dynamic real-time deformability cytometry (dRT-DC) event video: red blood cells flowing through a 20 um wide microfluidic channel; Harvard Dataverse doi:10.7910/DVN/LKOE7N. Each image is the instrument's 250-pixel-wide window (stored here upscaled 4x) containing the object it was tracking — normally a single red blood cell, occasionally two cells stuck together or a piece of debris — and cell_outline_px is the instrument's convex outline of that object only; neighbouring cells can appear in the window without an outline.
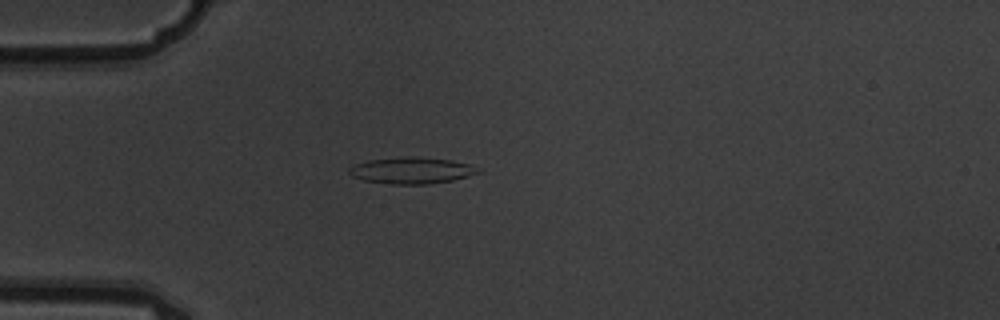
{"species": "common noctule bat (a hibernating species)", "species_latin": "Nyctalus noctula", "temperature_condition": "warm", "stored_images_in_passage": 2, "camera_frame_rate_fps": 3000, "um_per_image_px": 0.085, "animal": {"sex": "male", "body_mass_g": 19.5, "forearm_length_mm": 54.6}, "frame": {"image": 1, "passage_image": 1, "time_ms": 0.0, "image_size_px": [1000, 320], "cell_outline_px": [[484, 172], [452, 180], [428, 184], [392, 184], [364, 180], [352, 176], [348, 172], [348, 168], [356, 164], [368, 160], [408, 156], [416, 156], [452, 160], [468, 164]], "centroid_in_image_um": [34.99, 14.48], "position_along_channel_um": 50.0, "area_um2": 19.83}}